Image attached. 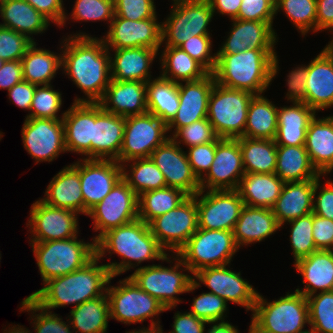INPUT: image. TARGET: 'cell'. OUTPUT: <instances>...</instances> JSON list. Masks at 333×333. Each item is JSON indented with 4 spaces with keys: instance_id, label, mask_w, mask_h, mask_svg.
<instances>
[{
    "instance_id": "11a10c76",
    "label": "cell",
    "mask_w": 333,
    "mask_h": 333,
    "mask_svg": "<svg viewBox=\"0 0 333 333\" xmlns=\"http://www.w3.org/2000/svg\"><path fill=\"white\" fill-rule=\"evenodd\" d=\"M171 138L180 146L181 143L187 148L195 145L214 142L218 136L207 118L193 122L190 125L179 128Z\"/></svg>"
},
{
    "instance_id": "816d5d0a",
    "label": "cell",
    "mask_w": 333,
    "mask_h": 333,
    "mask_svg": "<svg viewBox=\"0 0 333 333\" xmlns=\"http://www.w3.org/2000/svg\"><path fill=\"white\" fill-rule=\"evenodd\" d=\"M309 326L315 333H333V291L307 297Z\"/></svg>"
},
{
    "instance_id": "83f0119b",
    "label": "cell",
    "mask_w": 333,
    "mask_h": 333,
    "mask_svg": "<svg viewBox=\"0 0 333 333\" xmlns=\"http://www.w3.org/2000/svg\"><path fill=\"white\" fill-rule=\"evenodd\" d=\"M108 50L112 80L148 83L154 78L150 68L154 59L158 57L159 50L145 47Z\"/></svg>"
},
{
    "instance_id": "e575fe53",
    "label": "cell",
    "mask_w": 333,
    "mask_h": 333,
    "mask_svg": "<svg viewBox=\"0 0 333 333\" xmlns=\"http://www.w3.org/2000/svg\"><path fill=\"white\" fill-rule=\"evenodd\" d=\"M1 26L10 28L33 42L34 35L47 31L50 21L25 0H0Z\"/></svg>"
},
{
    "instance_id": "8d00e7d4",
    "label": "cell",
    "mask_w": 333,
    "mask_h": 333,
    "mask_svg": "<svg viewBox=\"0 0 333 333\" xmlns=\"http://www.w3.org/2000/svg\"><path fill=\"white\" fill-rule=\"evenodd\" d=\"M284 182L275 174L245 173L237 191L244 205L271 209L280 196Z\"/></svg>"
},
{
    "instance_id": "cb8c5ba5",
    "label": "cell",
    "mask_w": 333,
    "mask_h": 333,
    "mask_svg": "<svg viewBox=\"0 0 333 333\" xmlns=\"http://www.w3.org/2000/svg\"><path fill=\"white\" fill-rule=\"evenodd\" d=\"M231 29L217 54H236L247 49L275 50L278 42L274 22L231 20Z\"/></svg>"
},
{
    "instance_id": "1f68e13d",
    "label": "cell",
    "mask_w": 333,
    "mask_h": 333,
    "mask_svg": "<svg viewBox=\"0 0 333 333\" xmlns=\"http://www.w3.org/2000/svg\"><path fill=\"white\" fill-rule=\"evenodd\" d=\"M281 229L272 209L244 205L235 228L234 239L239 247L264 241Z\"/></svg>"
},
{
    "instance_id": "5b68a950",
    "label": "cell",
    "mask_w": 333,
    "mask_h": 333,
    "mask_svg": "<svg viewBox=\"0 0 333 333\" xmlns=\"http://www.w3.org/2000/svg\"><path fill=\"white\" fill-rule=\"evenodd\" d=\"M171 255L173 256L170 257ZM171 255L168 254L165 257V262L172 264L174 261L173 266L149 264L136 268L129 275L140 289L163 304L166 308L165 311H172L179 303L183 302L178 295L193 293L200 288L193 281L189 267L176 254Z\"/></svg>"
},
{
    "instance_id": "6da1fadb",
    "label": "cell",
    "mask_w": 333,
    "mask_h": 333,
    "mask_svg": "<svg viewBox=\"0 0 333 333\" xmlns=\"http://www.w3.org/2000/svg\"><path fill=\"white\" fill-rule=\"evenodd\" d=\"M110 52L101 38L76 32L62 39V71L83 92L73 102L98 103L111 82Z\"/></svg>"
},
{
    "instance_id": "e0dca14e",
    "label": "cell",
    "mask_w": 333,
    "mask_h": 333,
    "mask_svg": "<svg viewBox=\"0 0 333 333\" xmlns=\"http://www.w3.org/2000/svg\"><path fill=\"white\" fill-rule=\"evenodd\" d=\"M229 265L205 267L193 274V281L201 287L207 286L211 293L232 302L246 311H253L258 291L241 276V271H233Z\"/></svg>"
},
{
    "instance_id": "03108f58",
    "label": "cell",
    "mask_w": 333,
    "mask_h": 333,
    "mask_svg": "<svg viewBox=\"0 0 333 333\" xmlns=\"http://www.w3.org/2000/svg\"><path fill=\"white\" fill-rule=\"evenodd\" d=\"M39 13L59 28L67 11L63 0H25Z\"/></svg>"
},
{
    "instance_id": "6f0895ef",
    "label": "cell",
    "mask_w": 333,
    "mask_h": 333,
    "mask_svg": "<svg viewBox=\"0 0 333 333\" xmlns=\"http://www.w3.org/2000/svg\"><path fill=\"white\" fill-rule=\"evenodd\" d=\"M33 43L27 36L0 25V58L3 61L21 60Z\"/></svg>"
},
{
    "instance_id": "4316f807",
    "label": "cell",
    "mask_w": 333,
    "mask_h": 333,
    "mask_svg": "<svg viewBox=\"0 0 333 333\" xmlns=\"http://www.w3.org/2000/svg\"><path fill=\"white\" fill-rule=\"evenodd\" d=\"M307 69L304 103L318 114L333 106V57L323 48Z\"/></svg>"
},
{
    "instance_id": "94428289",
    "label": "cell",
    "mask_w": 333,
    "mask_h": 333,
    "mask_svg": "<svg viewBox=\"0 0 333 333\" xmlns=\"http://www.w3.org/2000/svg\"><path fill=\"white\" fill-rule=\"evenodd\" d=\"M216 140L202 145H195L188 148L186 152L191 169L200 181L209 171L214 160Z\"/></svg>"
},
{
    "instance_id": "7a4b0ae2",
    "label": "cell",
    "mask_w": 333,
    "mask_h": 333,
    "mask_svg": "<svg viewBox=\"0 0 333 333\" xmlns=\"http://www.w3.org/2000/svg\"><path fill=\"white\" fill-rule=\"evenodd\" d=\"M96 256L101 260L109 253L120 256V262L105 265L112 276H119L145 261H165L167 253L152 235L147 223L136 219L108 230L95 241Z\"/></svg>"
},
{
    "instance_id": "f907efd6",
    "label": "cell",
    "mask_w": 333,
    "mask_h": 333,
    "mask_svg": "<svg viewBox=\"0 0 333 333\" xmlns=\"http://www.w3.org/2000/svg\"><path fill=\"white\" fill-rule=\"evenodd\" d=\"M72 10L69 15L66 12L60 28L65 27L69 19L76 23L106 21L110 25L114 17V0H76Z\"/></svg>"
},
{
    "instance_id": "6125c7cd",
    "label": "cell",
    "mask_w": 333,
    "mask_h": 333,
    "mask_svg": "<svg viewBox=\"0 0 333 333\" xmlns=\"http://www.w3.org/2000/svg\"><path fill=\"white\" fill-rule=\"evenodd\" d=\"M320 179H315L313 214L333 220V180L322 183Z\"/></svg>"
},
{
    "instance_id": "2644e50d",
    "label": "cell",
    "mask_w": 333,
    "mask_h": 333,
    "mask_svg": "<svg viewBox=\"0 0 333 333\" xmlns=\"http://www.w3.org/2000/svg\"><path fill=\"white\" fill-rule=\"evenodd\" d=\"M324 30L333 34V0H316V33Z\"/></svg>"
},
{
    "instance_id": "603a6c76",
    "label": "cell",
    "mask_w": 333,
    "mask_h": 333,
    "mask_svg": "<svg viewBox=\"0 0 333 333\" xmlns=\"http://www.w3.org/2000/svg\"><path fill=\"white\" fill-rule=\"evenodd\" d=\"M214 84L213 73H209L203 79L197 81L178 83L179 108L176 116L167 125L170 137L179 128L207 118L208 100Z\"/></svg>"
},
{
    "instance_id": "bcb514c9",
    "label": "cell",
    "mask_w": 333,
    "mask_h": 333,
    "mask_svg": "<svg viewBox=\"0 0 333 333\" xmlns=\"http://www.w3.org/2000/svg\"><path fill=\"white\" fill-rule=\"evenodd\" d=\"M187 197L183 191L168 186L144 192L138 196V218L148 224L175 209Z\"/></svg>"
},
{
    "instance_id": "44dd1931",
    "label": "cell",
    "mask_w": 333,
    "mask_h": 333,
    "mask_svg": "<svg viewBox=\"0 0 333 333\" xmlns=\"http://www.w3.org/2000/svg\"><path fill=\"white\" fill-rule=\"evenodd\" d=\"M245 174L238 139H216L214 160L200 180V190H237Z\"/></svg>"
},
{
    "instance_id": "d6986e66",
    "label": "cell",
    "mask_w": 333,
    "mask_h": 333,
    "mask_svg": "<svg viewBox=\"0 0 333 333\" xmlns=\"http://www.w3.org/2000/svg\"><path fill=\"white\" fill-rule=\"evenodd\" d=\"M108 31L101 39L107 49L145 47L160 50L162 45V22L157 14L153 18L133 21L114 14Z\"/></svg>"
},
{
    "instance_id": "52a82bcc",
    "label": "cell",
    "mask_w": 333,
    "mask_h": 333,
    "mask_svg": "<svg viewBox=\"0 0 333 333\" xmlns=\"http://www.w3.org/2000/svg\"><path fill=\"white\" fill-rule=\"evenodd\" d=\"M77 238L29 242L43 283L84 267L96 256L94 240L85 242Z\"/></svg>"
},
{
    "instance_id": "f546056e",
    "label": "cell",
    "mask_w": 333,
    "mask_h": 333,
    "mask_svg": "<svg viewBox=\"0 0 333 333\" xmlns=\"http://www.w3.org/2000/svg\"><path fill=\"white\" fill-rule=\"evenodd\" d=\"M293 265L303 277L302 284L305 285L304 289L296 288V292L308 297L319 291H333V251L318 250Z\"/></svg>"
},
{
    "instance_id": "f35d334b",
    "label": "cell",
    "mask_w": 333,
    "mask_h": 333,
    "mask_svg": "<svg viewBox=\"0 0 333 333\" xmlns=\"http://www.w3.org/2000/svg\"><path fill=\"white\" fill-rule=\"evenodd\" d=\"M284 183L317 179L321 175L313 166L304 145H277L276 169L274 172Z\"/></svg>"
},
{
    "instance_id": "7dc6e473",
    "label": "cell",
    "mask_w": 333,
    "mask_h": 333,
    "mask_svg": "<svg viewBox=\"0 0 333 333\" xmlns=\"http://www.w3.org/2000/svg\"><path fill=\"white\" fill-rule=\"evenodd\" d=\"M276 16L285 12V16L305 36L309 32L316 33V0H276Z\"/></svg>"
},
{
    "instance_id": "ac0fdd59",
    "label": "cell",
    "mask_w": 333,
    "mask_h": 333,
    "mask_svg": "<svg viewBox=\"0 0 333 333\" xmlns=\"http://www.w3.org/2000/svg\"><path fill=\"white\" fill-rule=\"evenodd\" d=\"M23 147L36 163L52 162L67 153L64 124L50 118H25L21 129Z\"/></svg>"
},
{
    "instance_id": "7402d4cb",
    "label": "cell",
    "mask_w": 333,
    "mask_h": 333,
    "mask_svg": "<svg viewBox=\"0 0 333 333\" xmlns=\"http://www.w3.org/2000/svg\"><path fill=\"white\" fill-rule=\"evenodd\" d=\"M181 147L169 137L155 148L150 158L163 173L166 186L194 196L200 191V181L194 175L186 152Z\"/></svg>"
},
{
    "instance_id": "8fae6325",
    "label": "cell",
    "mask_w": 333,
    "mask_h": 333,
    "mask_svg": "<svg viewBox=\"0 0 333 333\" xmlns=\"http://www.w3.org/2000/svg\"><path fill=\"white\" fill-rule=\"evenodd\" d=\"M170 14L162 22V45L178 47L193 36L210 35L214 17L208 0H171Z\"/></svg>"
},
{
    "instance_id": "9a60e30c",
    "label": "cell",
    "mask_w": 333,
    "mask_h": 333,
    "mask_svg": "<svg viewBox=\"0 0 333 333\" xmlns=\"http://www.w3.org/2000/svg\"><path fill=\"white\" fill-rule=\"evenodd\" d=\"M27 226L29 242H45L70 239L78 236V213L69 209L46 204L40 198L30 207Z\"/></svg>"
},
{
    "instance_id": "2a66077c",
    "label": "cell",
    "mask_w": 333,
    "mask_h": 333,
    "mask_svg": "<svg viewBox=\"0 0 333 333\" xmlns=\"http://www.w3.org/2000/svg\"><path fill=\"white\" fill-rule=\"evenodd\" d=\"M324 49L333 57V37L331 38V41H329L328 44L324 47Z\"/></svg>"
},
{
    "instance_id": "c3c4849f",
    "label": "cell",
    "mask_w": 333,
    "mask_h": 333,
    "mask_svg": "<svg viewBox=\"0 0 333 333\" xmlns=\"http://www.w3.org/2000/svg\"><path fill=\"white\" fill-rule=\"evenodd\" d=\"M25 311L30 315L29 321L33 320L35 333H74L67 317V322L63 321L62 316L40 307L29 296L21 301L20 312Z\"/></svg>"
},
{
    "instance_id": "ffe728a7",
    "label": "cell",
    "mask_w": 333,
    "mask_h": 333,
    "mask_svg": "<svg viewBox=\"0 0 333 333\" xmlns=\"http://www.w3.org/2000/svg\"><path fill=\"white\" fill-rule=\"evenodd\" d=\"M71 165L79 172L84 215L122 179V166L116 160L77 159ZM82 161V162H81Z\"/></svg>"
},
{
    "instance_id": "4fadbf2b",
    "label": "cell",
    "mask_w": 333,
    "mask_h": 333,
    "mask_svg": "<svg viewBox=\"0 0 333 333\" xmlns=\"http://www.w3.org/2000/svg\"><path fill=\"white\" fill-rule=\"evenodd\" d=\"M169 137L167 125L150 112L125 117L123 144L116 161L121 165L132 159L148 158Z\"/></svg>"
},
{
    "instance_id": "484cf974",
    "label": "cell",
    "mask_w": 333,
    "mask_h": 333,
    "mask_svg": "<svg viewBox=\"0 0 333 333\" xmlns=\"http://www.w3.org/2000/svg\"><path fill=\"white\" fill-rule=\"evenodd\" d=\"M98 103L105 111L122 117L144 114L148 112L147 83L111 80Z\"/></svg>"
},
{
    "instance_id": "ba28073f",
    "label": "cell",
    "mask_w": 333,
    "mask_h": 333,
    "mask_svg": "<svg viewBox=\"0 0 333 333\" xmlns=\"http://www.w3.org/2000/svg\"><path fill=\"white\" fill-rule=\"evenodd\" d=\"M114 278L115 276H111L106 288L110 319L130 325L143 323L151 318V325L160 324L158 316L165 312L164 305L140 289L130 277L126 276L117 282V286H111V280Z\"/></svg>"
},
{
    "instance_id": "09005b40",
    "label": "cell",
    "mask_w": 333,
    "mask_h": 333,
    "mask_svg": "<svg viewBox=\"0 0 333 333\" xmlns=\"http://www.w3.org/2000/svg\"><path fill=\"white\" fill-rule=\"evenodd\" d=\"M3 62H4V61L0 58V68H1Z\"/></svg>"
},
{
    "instance_id": "277c9868",
    "label": "cell",
    "mask_w": 333,
    "mask_h": 333,
    "mask_svg": "<svg viewBox=\"0 0 333 333\" xmlns=\"http://www.w3.org/2000/svg\"><path fill=\"white\" fill-rule=\"evenodd\" d=\"M276 50L247 49L236 54H217L215 82L253 95H262L278 76Z\"/></svg>"
},
{
    "instance_id": "5bb4252c",
    "label": "cell",
    "mask_w": 333,
    "mask_h": 333,
    "mask_svg": "<svg viewBox=\"0 0 333 333\" xmlns=\"http://www.w3.org/2000/svg\"><path fill=\"white\" fill-rule=\"evenodd\" d=\"M87 216L93 220V229L99 231L92 238L96 241L108 230L138 219V196L121 179L101 202L88 211Z\"/></svg>"
},
{
    "instance_id": "f5cc1de1",
    "label": "cell",
    "mask_w": 333,
    "mask_h": 333,
    "mask_svg": "<svg viewBox=\"0 0 333 333\" xmlns=\"http://www.w3.org/2000/svg\"><path fill=\"white\" fill-rule=\"evenodd\" d=\"M285 224H288L291 227L289 243H291L294 263L297 260L318 251L312 235L313 213L296 218Z\"/></svg>"
},
{
    "instance_id": "680465c9",
    "label": "cell",
    "mask_w": 333,
    "mask_h": 333,
    "mask_svg": "<svg viewBox=\"0 0 333 333\" xmlns=\"http://www.w3.org/2000/svg\"><path fill=\"white\" fill-rule=\"evenodd\" d=\"M114 14L133 21L153 18L156 12L154 0H114Z\"/></svg>"
},
{
    "instance_id": "7bdbcfd3",
    "label": "cell",
    "mask_w": 333,
    "mask_h": 333,
    "mask_svg": "<svg viewBox=\"0 0 333 333\" xmlns=\"http://www.w3.org/2000/svg\"><path fill=\"white\" fill-rule=\"evenodd\" d=\"M245 173L271 174L276 169L277 144L275 140L237 138Z\"/></svg>"
},
{
    "instance_id": "b9f144b4",
    "label": "cell",
    "mask_w": 333,
    "mask_h": 333,
    "mask_svg": "<svg viewBox=\"0 0 333 333\" xmlns=\"http://www.w3.org/2000/svg\"><path fill=\"white\" fill-rule=\"evenodd\" d=\"M278 106L267 96L255 95L249 104L243 137L274 140L277 134Z\"/></svg>"
},
{
    "instance_id": "7c38bea8",
    "label": "cell",
    "mask_w": 333,
    "mask_h": 333,
    "mask_svg": "<svg viewBox=\"0 0 333 333\" xmlns=\"http://www.w3.org/2000/svg\"><path fill=\"white\" fill-rule=\"evenodd\" d=\"M148 226L166 252L177 254L198 229L195 195L188 196L175 209L154 218Z\"/></svg>"
},
{
    "instance_id": "b9fcfbb0",
    "label": "cell",
    "mask_w": 333,
    "mask_h": 333,
    "mask_svg": "<svg viewBox=\"0 0 333 333\" xmlns=\"http://www.w3.org/2000/svg\"><path fill=\"white\" fill-rule=\"evenodd\" d=\"M303 333H315V332L312 329H310V327H309V330H307V331H305Z\"/></svg>"
},
{
    "instance_id": "2e32d148",
    "label": "cell",
    "mask_w": 333,
    "mask_h": 333,
    "mask_svg": "<svg viewBox=\"0 0 333 333\" xmlns=\"http://www.w3.org/2000/svg\"><path fill=\"white\" fill-rule=\"evenodd\" d=\"M198 228L233 231L244 201L237 190H200L195 194Z\"/></svg>"
},
{
    "instance_id": "30bf717a",
    "label": "cell",
    "mask_w": 333,
    "mask_h": 333,
    "mask_svg": "<svg viewBox=\"0 0 333 333\" xmlns=\"http://www.w3.org/2000/svg\"><path fill=\"white\" fill-rule=\"evenodd\" d=\"M238 250L233 231L198 228L176 255L193 275L205 267L230 265Z\"/></svg>"
},
{
    "instance_id": "11e5206c",
    "label": "cell",
    "mask_w": 333,
    "mask_h": 333,
    "mask_svg": "<svg viewBox=\"0 0 333 333\" xmlns=\"http://www.w3.org/2000/svg\"><path fill=\"white\" fill-rule=\"evenodd\" d=\"M34 332L33 330H29L28 328H25V326L23 327V325L21 326L20 324L18 325H9V327L6 329L4 328V332L3 333H32Z\"/></svg>"
},
{
    "instance_id": "ab89813d",
    "label": "cell",
    "mask_w": 333,
    "mask_h": 333,
    "mask_svg": "<svg viewBox=\"0 0 333 333\" xmlns=\"http://www.w3.org/2000/svg\"><path fill=\"white\" fill-rule=\"evenodd\" d=\"M159 50L160 76L173 82L203 79L209 72L179 47L165 46Z\"/></svg>"
},
{
    "instance_id": "d4e9b609",
    "label": "cell",
    "mask_w": 333,
    "mask_h": 333,
    "mask_svg": "<svg viewBox=\"0 0 333 333\" xmlns=\"http://www.w3.org/2000/svg\"><path fill=\"white\" fill-rule=\"evenodd\" d=\"M125 117L105 111L93 103L91 159L117 160L123 144Z\"/></svg>"
},
{
    "instance_id": "60d3db41",
    "label": "cell",
    "mask_w": 333,
    "mask_h": 333,
    "mask_svg": "<svg viewBox=\"0 0 333 333\" xmlns=\"http://www.w3.org/2000/svg\"><path fill=\"white\" fill-rule=\"evenodd\" d=\"M67 318L75 333H107L110 319L107 294L72 308Z\"/></svg>"
},
{
    "instance_id": "8992f818",
    "label": "cell",
    "mask_w": 333,
    "mask_h": 333,
    "mask_svg": "<svg viewBox=\"0 0 333 333\" xmlns=\"http://www.w3.org/2000/svg\"><path fill=\"white\" fill-rule=\"evenodd\" d=\"M248 333H303L309 329L307 297L294 291L274 301L259 292L252 311Z\"/></svg>"
},
{
    "instance_id": "003e7915",
    "label": "cell",
    "mask_w": 333,
    "mask_h": 333,
    "mask_svg": "<svg viewBox=\"0 0 333 333\" xmlns=\"http://www.w3.org/2000/svg\"><path fill=\"white\" fill-rule=\"evenodd\" d=\"M172 330L169 333H205V326L209 323L197 318L189 311L174 313Z\"/></svg>"
},
{
    "instance_id": "89a4df30",
    "label": "cell",
    "mask_w": 333,
    "mask_h": 333,
    "mask_svg": "<svg viewBox=\"0 0 333 333\" xmlns=\"http://www.w3.org/2000/svg\"><path fill=\"white\" fill-rule=\"evenodd\" d=\"M23 80L21 60L4 61L0 68V89L9 91Z\"/></svg>"
},
{
    "instance_id": "a7ac6f4b",
    "label": "cell",
    "mask_w": 333,
    "mask_h": 333,
    "mask_svg": "<svg viewBox=\"0 0 333 333\" xmlns=\"http://www.w3.org/2000/svg\"><path fill=\"white\" fill-rule=\"evenodd\" d=\"M36 86L26 80H22L8 91L7 96L10 102L29 112Z\"/></svg>"
},
{
    "instance_id": "db71d44e",
    "label": "cell",
    "mask_w": 333,
    "mask_h": 333,
    "mask_svg": "<svg viewBox=\"0 0 333 333\" xmlns=\"http://www.w3.org/2000/svg\"><path fill=\"white\" fill-rule=\"evenodd\" d=\"M228 303L211 292H203L193 298L190 313L208 323L225 321ZM226 317V318H225Z\"/></svg>"
},
{
    "instance_id": "f1b7e54d",
    "label": "cell",
    "mask_w": 333,
    "mask_h": 333,
    "mask_svg": "<svg viewBox=\"0 0 333 333\" xmlns=\"http://www.w3.org/2000/svg\"><path fill=\"white\" fill-rule=\"evenodd\" d=\"M65 147L67 152L91 159V140H93V103L73 102L65 111Z\"/></svg>"
},
{
    "instance_id": "8c879c8a",
    "label": "cell",
    "mask_w": 333,
    "mask_h": 333,
    "mask_svg": "<svg viewBox=\"0 0 333 333\" xmlns=\"http://www.w3.org/2000/svg\"><path fill=\"white\" fill-rule=\"evenodd\" d=\"M213 13L227 15L230 20L236 19L242 0H208Z\"/></svg>"
},
{
    "instance_id": "91938a15",
    "label": "cell",
    "mask_w": 333,
    "mask_h": 333,
    "mask_svg": "<svg viewBox=\"0 0 333 333\" xmlns=\"http://www.w3.org/2000/svg\"><path fill=\"white\" fill-rule=\"evenodd\" d=\"M276 0H242L238 16L239 20L274 22Z\"/></svg>"
},
{
    "instance_id": "9c48e42d",
    "label": "cell",
    "mask_w": 333,
    "mask_h": 333,
    "mask_svg": "<svg viewBox=\"0 0 333 333\" xmlns=\"http://www.w3.org/2000/svg\"><path fill=\"white\" fill-rule=\"evenodd\" d=\"M254 96L250 92L228 88L215 82L208 100L207 119L218 137H243L248 107Z\"/></svg>"
},
{
    "instance_id": "3957f363",
    "label": "cell",
    "mask_w": 333,
    "mask_h": 333,
    "mask_svg": "<svg viewBox=\"0 0 333 333\" xmlns=\"http://www.w3.org/2000/svg\"><path fill=\"white\" fill-rule=\"evenodd\" d=\"M99 261L95 256L84 267L49 279L29 297L40 307L51 311L71 304L75 308L85 301L103 296L112 275L105 263L100 264Z\"/></svg>"
},
{
    "instance_id": "ee69618b",
    "label": "cell",
    "mask_w": 333,
    "mask_h": 333,
    "mask_svg": "<svg viewBox=\"0 0 333 333\" xmlns=\"http://www.w3.org/2000/svg\"><path fill=\"white\" fill-rule=\"evenodd\" d=\"M178 83L160 75L147 83V109L166 125L176 116L179 108Z\"/></svg>"
},
{
    "instance_id": "e7e4bbea",
    "label": "cell",
    "mask_w": 333,
    "mask_h": 333,
    "mask_svg": "<svg viewBox=\"0 0 333 333\" xmlns=\"http://www.w3.org/2000/svg\"><path fill=\"white\" fill-rule=\"evenodd\" d=\"M312 235L318 250H330L333 244V220L313 214Z\"/></svg>"
},
{
    "instance_id": "9f6ffc18",
    "label": "cell",
    "mask_w": 333,
    "mask_h": 333,
    "mask_svg": "<svg viewBox=\"0 0 333 333\" xmlns=\"http://www.w3.org/2000/svg\"><path fill=\"white\" fill-rule=\"evenodd\" d=\"M212 36H193L178 47L199 62L209 73H213L217 62V53H212Z\"/></svg>"
},
{
    "instance_id": "753ad0ef",
    "label": "cell",
    "mask_w": 333,
    "mask_h": 333,
    "mask_svg": "<svg viewBox=\"0 0 333 333\" xmlns=\"http://www.w3.org/2000/svg\"><path fill=\"white\" fill-rule=\"evenodd\" d=\"M210 329L206 330V333H240L238 330V326L232 325L229 321H217L211 322Z\"/></svg>"
},
{
    "instance_id": "979ff035",
    "label": "cell",
    "mask_w": 333,
    "mask_h": 333,
    "mask_svg": "<svg viewBox=\"0 0 333 333\" xmlns=\"http://www.w3.org/2000/svg\"><path fill=\"white\" fill-rule=\"evenodd\" d=\"M2 133H3V132H1V131H0V140L2 139V136H3V134H2Z\"/></svg>"
},
{
    "instance_id": "34e18365",
    "label": "cell",
    "mask_w": 333,
    "mask_h": 333,
    "mask_svg": "<svg viewBox=\"0 0 333 333\" xmlns=\"http://www.w3.org/2000/svg\"><path fill=\"white\" fill-rule=\"evenodd\" d=\"M163 326L160 324L150 325V327H142L141 329H134L126 333H163Z\"/></svg>"
},
{
    "instance_id": "836d02e7",
    "label": "cell",
    "mask_w": 333,
    "mask_h": 333,
    "mask_svg": "<svg viewBox=\"0 0 333 333\" xmlns=\"http://www.w3.org/2000/svg\"><path fill=\"white\" fill-rule=\"evenodd\" d=\"M44 195L40 199L46 204L84 215V200L79 172L71 164L63 167L52 178Z\"/></svg>"
},
{
    "instance_id": "74e56055",
    "label": "cell",
    "mask_w": 333,
    "mask_h": 333,
    "mask_svg": "<svg viewBox=\"0 0 333 333\" xmlns=\"http://www.w3.org/2000/svg\"><path fill=\"white\" fill-rule=\"evenodd\" d=\"M60 44L61 52L56 53L38 48V44L34 42L21 59L23 80L35 85L51 84L57 71L62 70V39Z\"/></svg>"
},
{
    "instance_id": "d590c367",
    "label": "cell",
    "mask_w": 333,
    "mask_h": 333,
    "mask_svg": "<svg viewBox=\"0 0 333 333\" xmlns=\"http://www.w3.org/2000/svg\"><path fill=\"white\" fill-rule=\"evenodd\" d=\"M315 115L316 112L304 102H291V106L278 107L276 144L305 145L307 129Z\"/></svg>"
},
{
    "instance_id": "681fc988",
    "label": "cell",
    "mask_w": 333,
    "mask_h": 333,
    "mask_svg": "<svg viewBox=\"0 0 333 333\" xmlns=\"http://www.w3.org/2000/svg\"><path fill=\"white\" fill-rule=\"evenodd\" d=\"M52 84L37 85L30 106V111L25 118H50L62 120L65 111L58 116L62 108V94L55 90Z\"/></svg>"
},
{
    "instance_id": "be15d7a7",
    "label": "cell",
    "mask_w": 333,
    "mask_h": 333,
    "mask_svg": "<svg viewBox=\"0 0 333 333\" xmlns=\"http://www.w3.org/2000/svg\"><path fill=\"white\" fill-rule=\"evenodd\" d=\"M286 77V85L288 90L286 92L285 98L290 102H304L305 92H306V81L308 78L307 65H297L295 69L293 68L289 71Z\"/></svg>"
},
{
    "instance_id": "4dcf8cb0",
    "label": "cell",
    "mask_w": 333,
    "mask_h": 333,
    "mask_svg": "<svg viewBox=\"0 0 333 333\" xmlns=\"http://www.w3.org/2000/svg\"><path fill=\"white\" fill-rule=\"evenodd\" d=\"M315 179L285 182L272 212L280 226L296 218L313 213Z\"/></svg>"
},
{
    "instance_id": "d6a6232c",
    "label": "cell",
    "mask_w": 333,
    "mask_h": 333,
    "mask_svg": "<svg viewBox=\"0 0 333 333\" xmlns=\"http://www.w3.org/2000/svg\"><path fill=\"white\" fill-rule=\"evenodd\" d=\"M317 115L309 123L304 146L316 170L329 175L333 170V115Z\"/></svg>"
},
{
    "instance_id": "f6af8a7d",
    "label": "cell",
    "mask_w": 333,
    "mask_h": 333,
    "mask_svg": "<svg viewBox=\"0 0 333 333\" xmlns=\"http://www.w3.org/2000/svg\"><path fill=\"white\" fill-rule=\"evenodd\" d=\"M121 166L122 179L133 189L137 196L150 190L166 187L163 173L150 157L132 159L122 163Z\"/></svg>"
}]
</instances>
